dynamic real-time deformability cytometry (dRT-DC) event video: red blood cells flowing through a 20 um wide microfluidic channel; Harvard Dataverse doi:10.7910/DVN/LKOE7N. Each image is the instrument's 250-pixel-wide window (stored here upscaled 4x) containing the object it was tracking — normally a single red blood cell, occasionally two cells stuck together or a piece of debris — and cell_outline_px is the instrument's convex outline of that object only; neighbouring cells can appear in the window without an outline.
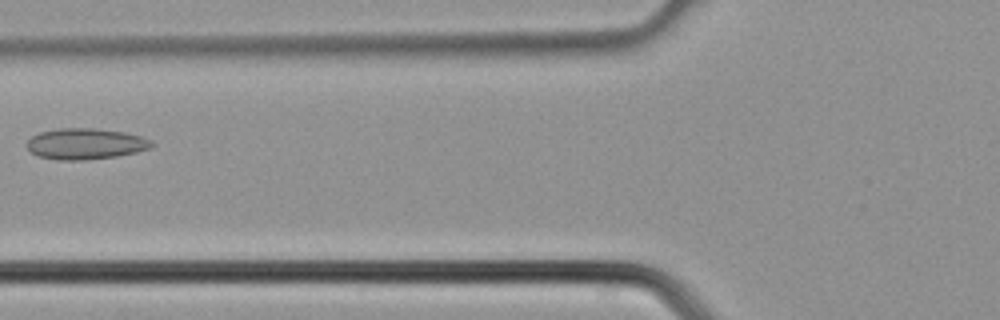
{"species": "common noctule bat (a hibernating species)", "species_latin": "Nyctalus noctula", "temperature_condition": "cold", "stored_images_in_passage": 3, "camera_frame_rate_fps": 3000, "um_per_image_px": 0.085, "animal": {"sex": "male", "body_mass_g": 21.5, "forearm_length_mm": 52.0}, "frame": {"image": 1, "passage_image": 3, "time_ms": 0.667, "image_size_px": [1000, 320], "cell_outline_px": [[156, 144], [152, 148], [136, 152], [116, 156], [84, 160], [60, 160], [40, 156], [32, 152], [28, 148], [28, 140], [32, 136], [40, 132], [60, 128], [92, 128], [124, 132], [140, 136], [152, 140]], "centroid_in_image_um": [7.32, 12.22], "position_along_channel_um": 118.5, "area_um2": 22.43}}